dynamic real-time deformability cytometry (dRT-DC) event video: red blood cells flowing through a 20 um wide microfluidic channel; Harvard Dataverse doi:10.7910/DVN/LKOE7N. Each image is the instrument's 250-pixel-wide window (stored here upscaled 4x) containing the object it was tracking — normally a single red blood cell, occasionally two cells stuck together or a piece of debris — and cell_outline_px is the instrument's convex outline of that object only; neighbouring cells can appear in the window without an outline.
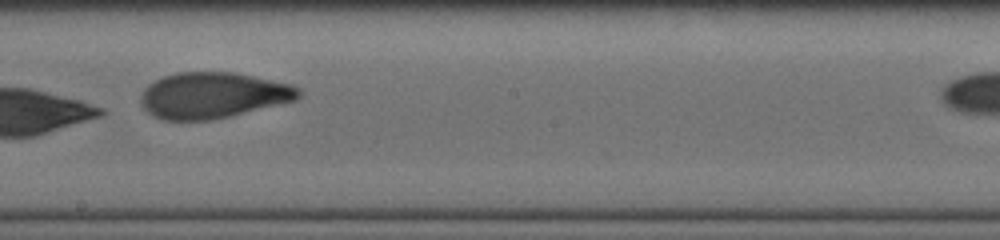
{"species": "human", "species_latin": "Homo sapiens", "temperature_condition": "cold", "stored_images_in_passage": 23, "camera_frame_rate_fps": 3000, "um_per_image_px": 0.085, "donor": {"sex": "male"}, "frame": {"image": 1, "passage_image": 14, "time_ms": 7.0, "image_size_px": [1000, 240], "cell_outline_px": [[300, 96], [296, 100], [232, 116], [212, 120], [164, 120], [152, 116], [140, 104], [140, 96], [144, 88], [148, 84], [164, 76], [176, 72], [232, 72], [292, 84], [300, 88]], "centroid_in_image_um": [18.08, 8.11], "position_along_channel_um": 230.1, "area_um2": 42.48}}